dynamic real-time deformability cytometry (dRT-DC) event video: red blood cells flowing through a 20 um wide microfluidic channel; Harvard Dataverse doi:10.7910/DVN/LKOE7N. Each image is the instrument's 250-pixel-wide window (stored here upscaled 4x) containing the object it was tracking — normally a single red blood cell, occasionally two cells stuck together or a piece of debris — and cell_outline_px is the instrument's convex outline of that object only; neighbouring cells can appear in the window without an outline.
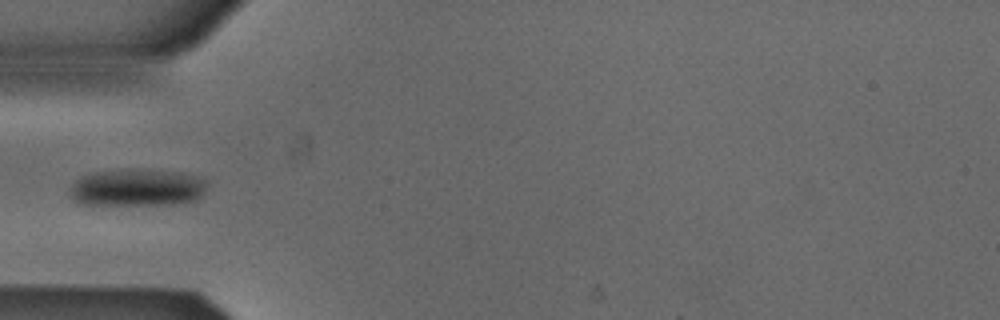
{"species": "Egyptian fruit bat (a non-hibernating species)", "species_latin": "Rousettus aegyptiacus", "temperature_condition": "cold", "stored_images_in_passage": 37, "camera_frame_rate_fps": 3000, "um_per_image_px": 0.085, "animal": {"sex": "male"}, "frame": {"image": 1, "passage_image": 1, "time_ms": 0.0, "image_size_px": [1000, 320], "cell_outline_px": [[208, 184], [204, 196], [188, 204], [80, 204], [72, 200], [68, 196], [68, 188], [80, 176], [96, 172], [180, 172], [196, 176], [208, 180]], "centroid_in_image_um": [11.69, 16.01], "position_along_channel_um": 73.3, "area_um2": 29.36}}
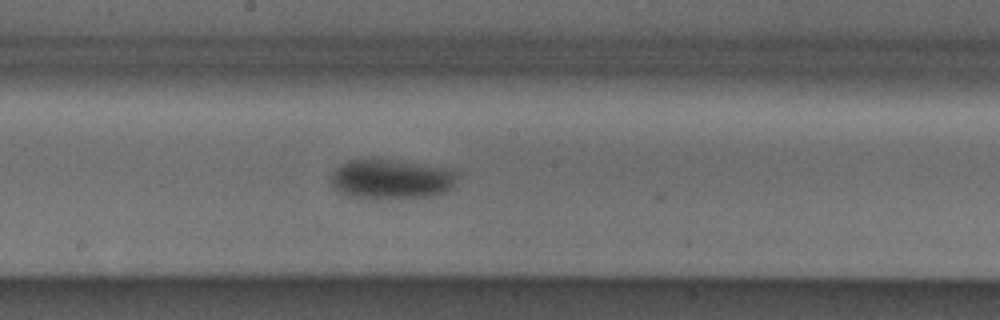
{"frame": {"image": 2, "passage_image": 12, "time_ms": 3.667, "image_size_px": [1000, 320], "cell_outline_px": [[456, 188], [448, 192], [432, 196], [380, 200], [368, 200], [348, 196], [336, 192], [332, 184], [332, 172], [336, 168], [348, 160], [372, 156], [448, 168], [456, 172]], "centroid_in_image_um": [33.24, 15.23], "position_along_channel_um": 215.0, "area_um2": 30.69}}
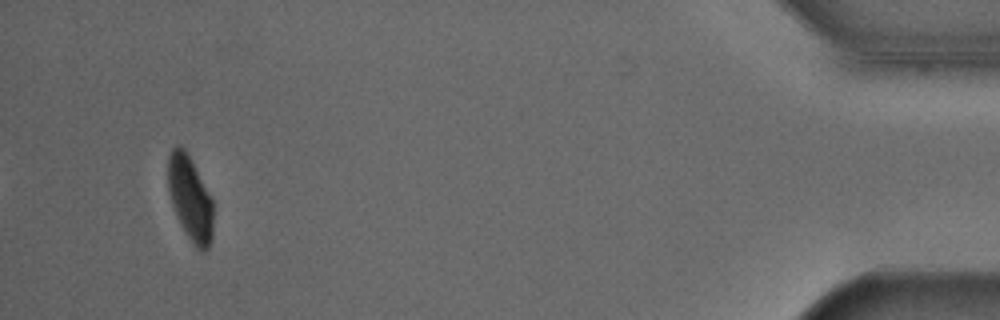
{"frame": {"image": 3, "passage_image": 34, "time_ms": 11.0, "image_size_px": [1000, 320], "cell_outline_px": [[212, 240], [208, 248], [204, 252], [200, 252], [192, 244], [184, 232], [176, 216], [168, 192], [168, 156], [172, 148], [176, 144], [180, 144], [184, 148], [212, 196]], "centroid_in_image_um": [16.15, 16.89], "position_along_channel_um": 419.0, "area_um2": 22.6}}